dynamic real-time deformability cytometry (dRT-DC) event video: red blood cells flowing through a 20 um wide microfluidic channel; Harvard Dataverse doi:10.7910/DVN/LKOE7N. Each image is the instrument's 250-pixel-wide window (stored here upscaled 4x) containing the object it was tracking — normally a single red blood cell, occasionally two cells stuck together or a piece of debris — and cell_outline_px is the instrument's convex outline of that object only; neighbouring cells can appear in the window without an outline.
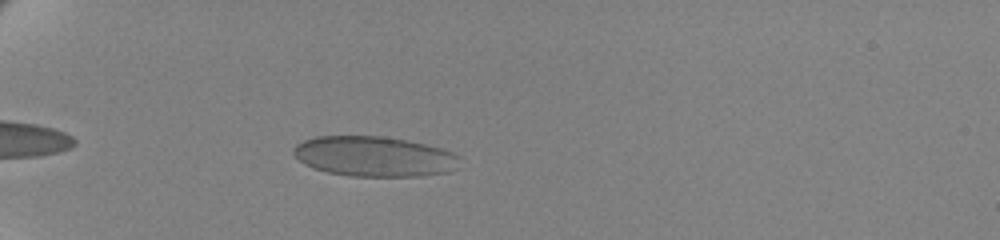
{"species": "human", "species_latin": "Homo sapiens", "temperature_condition": "cold", "stored_images_in_passage": 47, "camera_frame_rate_fps": 3000, "um_per_image_px": 0.085, "donor": {"sex": "female"}, "frame": {"image": 1, "passage_image": 6, "time_ms": 1.667, "image_size_px": [1000, 240], "cell_outline_px": [[460, 156], [456, 168], [448, 172], [420, 176], [352, 176], [328, 172], [312, 168], [304, 164], [292, 152], [292, 148], [296, 144], [304, 140], [316, 136], [384, 136], [408, 140], [440, 148], [452, 152]], "centroid_in_image_um": [31.79, 13.29], "position_along_channel_um": 53.2, "area_um2": 38.96}}
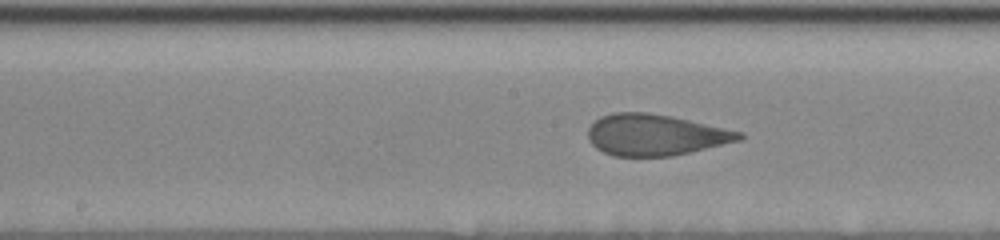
{"frame": {"image": 2, "passage_image": 21, "time_ms": 6.667, "image_size_px": [1000, 240], "cell_outline_px": [[744, 136], [740, 140], [672, 156], [616, 156], [604, 152], [596, 148], [588, 140], [588, 128], [600, 116], [612, 112], [648, 112], [672, 116], [744, 132]], "centroid_in_image_um": [55.69, 11.45], "position_along_channel_um": 192.5, "area_um2": 36.3}}
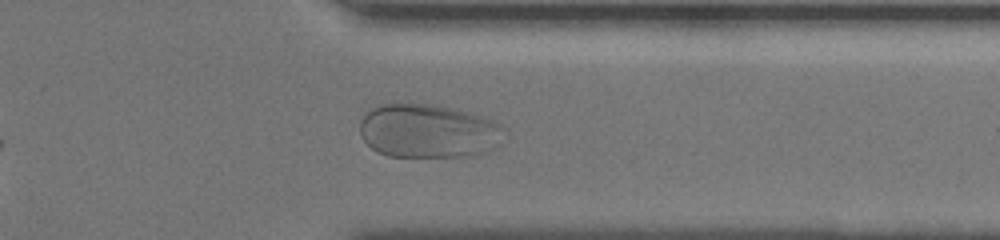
{"frame": {"image": 3, "passage_image": 37, "time_ms": 12.0, "image_size_px": [1000, 240], "cell_outline_px": [[508, 140], [496, 148], [488, 152], [472, 156], [388, 156], [376, 152], [360, 136], [360, 120], [364, 112], [380, 104], [432, 104], [452, 108], [480, 116], [492, 120], [500, 124], [508, 132]], "centroid_in_image_um": [36.47, 11.15], "position_along_channel_um": 374.9, "area_um2": 46.07}}